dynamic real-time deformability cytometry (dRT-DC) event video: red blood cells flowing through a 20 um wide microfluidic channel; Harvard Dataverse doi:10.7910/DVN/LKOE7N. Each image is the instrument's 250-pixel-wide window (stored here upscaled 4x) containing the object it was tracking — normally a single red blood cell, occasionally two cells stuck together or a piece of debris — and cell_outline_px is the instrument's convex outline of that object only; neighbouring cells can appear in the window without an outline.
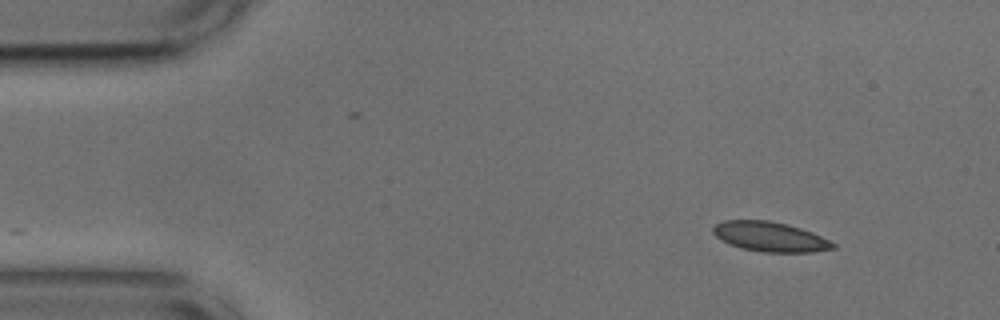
{"species": "common noctule bat (a hibernating species)", "species_latin": "Nyctalus noctula", "temperature_condition": "cold", "stored_images_in_passage": 48, "camera_frame_rate_fps": 3000, "um_per_image_px": 0.085, "animal": {"sex": "male", "body_mass_g": 17.9, "forearm_length_mm": 54.2}, "frame": {"image": 1, "passage_image": 1, "time_ms": 0.0, "image_size_px": [1000, 320], "cell_outline_px": [[836, 248], [812, 252], [764, 252], [740, 248], [728, 244], [716, 236], [712, 232], [712, 228], [716, 224], [724, 220], [768, 220], [788, 224], [812, 232], [836, 244]], "centroid_in_image_um": [65.44, 20.12], "position_along_channel_um": 19.6, "area_um2": 20.81}}
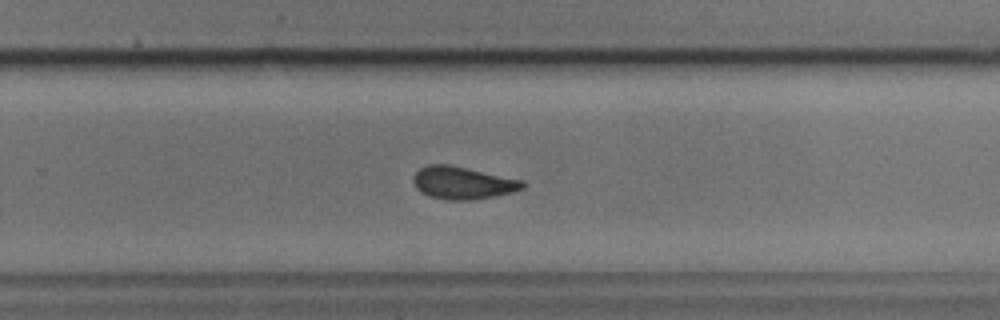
{"frame": {"image": 2, "passage_image": 29, "time_ms": 9.333, "image_size_px": [1000, 320], "cell_outline_px": [[524, 188], [512, 192], [472, 200], [448, 200], [428, 196], [420, 192], [416, 188], [412, 180], [412, 176], [420, 168], [428, 164], [448, 164], [524, 180]], "centroid_in_image_um": [39.29, 15.54], "position_along_channel_um": 290.5, "area_um2": 20.75}}
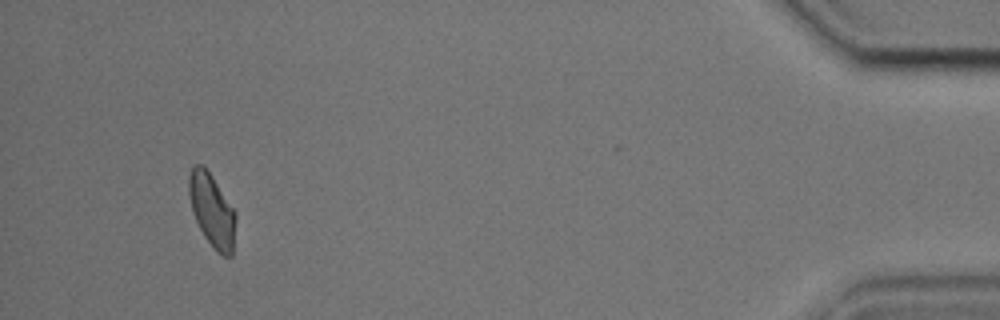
{"frame": {"image": 3, "passage_image": 45, "time_ms": 14.667, "image_size_px": [1000, 320], "cell_outline_px": [[236, 220], [232, 256], [224, 256], [216, 252], [204, 236], [192, 212], [188, 192], [188, 176], [192, 168], [196, 164], [204, 164], [236, 212]], "centroid_in_image_um": [18.01, 17.87], "position_along_channel_um": 417.2, "area_um2": 20.06}, "authors_computed_cell_mechanics": {"area_um2": 20.808, "velocity_mm_per_s": 3.7386, "shape_relaxation_time_tau1_ms": 5.2424, "shape_relaxation_time_tau2_ms": 0.8823, "deformation_change_tau1": 0.1111, "deformation_change_tau2": 0.0463}}